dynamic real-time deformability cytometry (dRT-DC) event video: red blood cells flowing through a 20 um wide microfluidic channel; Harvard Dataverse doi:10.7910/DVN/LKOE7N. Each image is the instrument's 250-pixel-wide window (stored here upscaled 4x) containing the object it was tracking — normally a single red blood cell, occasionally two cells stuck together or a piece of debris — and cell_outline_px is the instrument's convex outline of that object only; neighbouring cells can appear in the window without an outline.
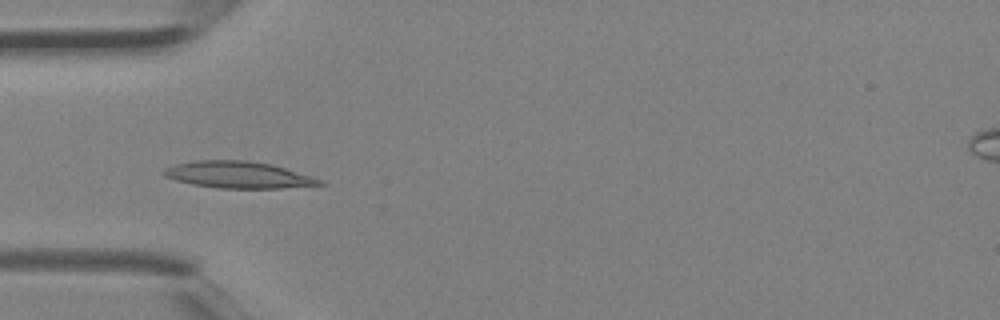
{"species": "Egyptian fruit bat (a non-hibernating species)", "species_latin": "Rousettus aegyptiacus", "temperature_condition": "room temperature", "stored_images_in_passage": 3, "camera_frame_rate_fps": 3000, "um_per_image_px": 0.085, "animal": {"sex": "female"}, "frame": {"image": 1, "passage_image": 2, "time_ms": 0.333, "image_size_px": [1000, 320], "cell_outline_px": [[328, 184], [280, 188], [220, 188], [192, 184], [176, 180], [164, 176], [164, 168], [176, 164], [196, 160], [248, 160], [272, 164], [312, 176]], "centroid_in_image_um": [20.27, 14.85], "position_along_channel_um": 64.7, "area_um2": 24.16}}
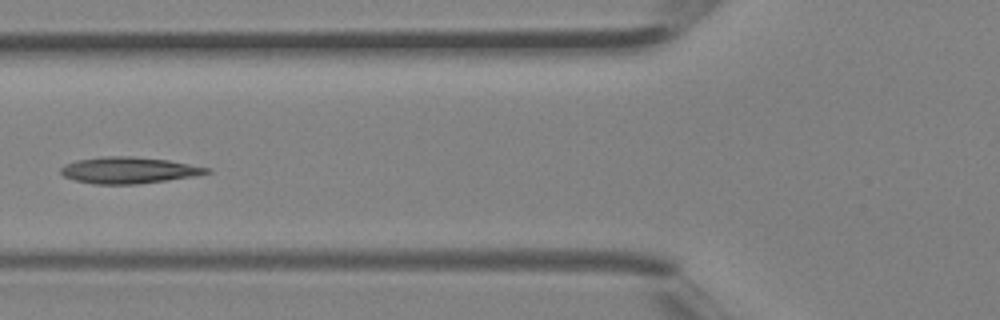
{"frame": {"image": 2, "passage_image": 3, "time_ms": 0.667, "image_size_px": [1000, 320], "cell_outline_px": [[212, 172], [196, 176], [168, 180], [136, 184], [92, 184], [76, 180], [64, 176], [60, 172], [60, 168], [64, 164], [76, 160], [104, 156], [132, 156], [168, 160], [212, 168]], "centroid_in_image_um": [10.96, 14.46], "position_along_channel_um": 114.8, "area_um2": 22.6}}